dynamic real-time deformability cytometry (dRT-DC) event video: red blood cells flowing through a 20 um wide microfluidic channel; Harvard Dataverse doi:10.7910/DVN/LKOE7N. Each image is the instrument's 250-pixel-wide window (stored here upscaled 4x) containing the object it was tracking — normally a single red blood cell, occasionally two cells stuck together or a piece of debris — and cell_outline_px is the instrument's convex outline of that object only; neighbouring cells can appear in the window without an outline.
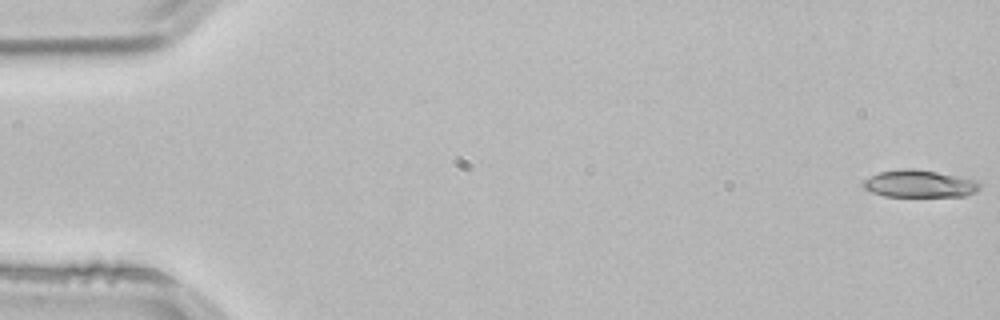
{"species": "common noctule bat (a hibernating species)", "species_latin": "Nyctalus noctula", "temperature_condition": "room temperature", "stored_images_in_passage": 53, "camera_frame_rate_fps": 3000, "um_per_image_px": 0.085, "animal": {"sex": "male", "body_mass_g": 21.5, "forearm_length_mm": 52.0}, "frame": {"image": 1, "passage_image": 1, "time_ms": 0.0, "image_size_px": [1000, 320], "cell_outline_px": [[980, 188], [976, 192], [964, 196], [884, 196], [872, 192], [864, 188], [860, 184], [864, 180], [880, 172], [912, 168], [936, 172], [976, 180], [980, 184]], "centroid_in_image_um": [78.15, 15.63], "position_along_channel_um": 6.9, "area_um2": 18.26}}
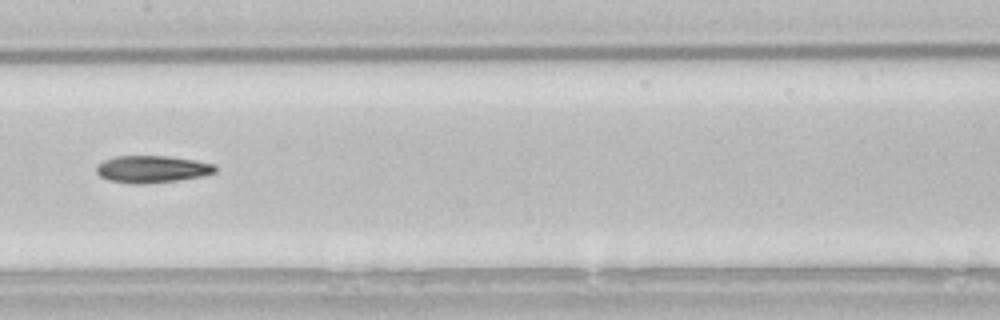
{"frame": {"image": 2, "passage_image": 27, "time_ms": 8.667, "image_size_px": [1000, 320], "cell_outline_px": [[216, 172], [204, 176], [176, 180], [144, 184], [132, 184], [108, 180], [100, 176], [96, 172], [96, 168], [104, 160], [116, 156], [168, 156], [192, 160], [212, 164], [216, 168]], "centroid_in_image_um": [12.9, 14.38], "position_along_channel_um": 194.5, "area_um2": 18.61}}
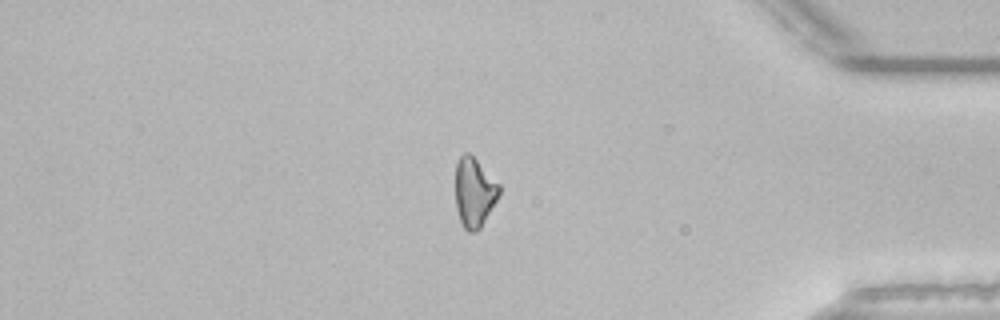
{"frame": {"image": 3, "passage_image": 45, "time_ms": 14.667, "image_size_px": [1000, 320], "cell_outline_px": [[500, 192], [496, 200], [480, 228], [476, 232], [468, 232], [464, 228], [460, 220], [456, 208], [456, 164], [460, 156], [464, 152], [468, 152], [500, 184]], "centroid_in_image_um": [40.3, 16.35], "position_along_channel_um": 394.9, "area_um2": 17.46}, "authors_computed_cell_mechanics": {"area_um2": 18.6116, "velocity_mm_per_s": 3.8621, "shape_relaxation_time_tau1_ms": 7.4913, "shape_relaxation_time_tau2_ms": null, "deformation_change_tau1": 0.1752, "deformation_change_tau2": null}}